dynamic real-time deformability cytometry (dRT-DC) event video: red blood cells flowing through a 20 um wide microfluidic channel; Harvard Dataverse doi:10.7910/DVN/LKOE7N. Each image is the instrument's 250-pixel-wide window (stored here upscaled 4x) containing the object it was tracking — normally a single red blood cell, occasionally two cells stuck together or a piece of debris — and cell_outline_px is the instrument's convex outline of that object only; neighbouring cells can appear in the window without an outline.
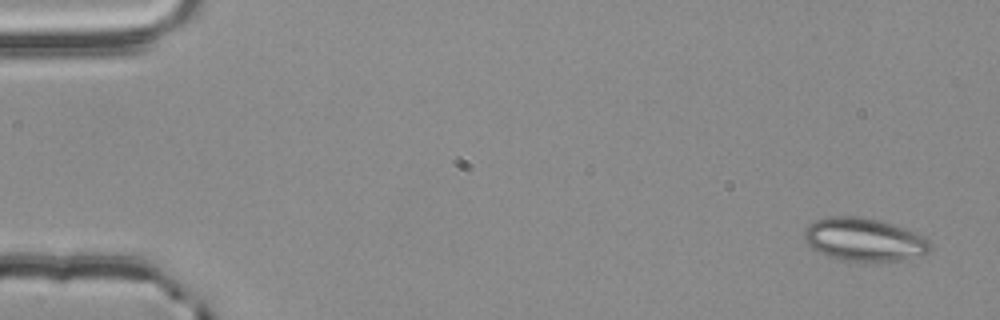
{"species": "common noctule bat (a hibernating species)", "species_latin": "Nyctalus noctula", "temperature_condition": "room temperature", "stored_images_in_passage": 3, "camera_frame_rate_fps": 3000, "um_per_image_px": 0.085, "animal": {"sex": "male", "body_mass_g": 20.4}, "frame": {"image": 1, "passage_image": 1, "time_ms": 0.0, "image_size_px": [1000, 320], "cell_outline_px": [[932, 248], [924, 256], [900, 260], [840, 260], [828, 256], [812, 248], [804, 240], [804, 228], [808, 224], [816, 220], [828, 216], [852, 216], [880, 220], [892, 224], [924, 236], [932, 244]], "centroid_in_image_um": [73.45, 20.35], "position_along_channel_um": 11.6, "area_um2": 31.5}}